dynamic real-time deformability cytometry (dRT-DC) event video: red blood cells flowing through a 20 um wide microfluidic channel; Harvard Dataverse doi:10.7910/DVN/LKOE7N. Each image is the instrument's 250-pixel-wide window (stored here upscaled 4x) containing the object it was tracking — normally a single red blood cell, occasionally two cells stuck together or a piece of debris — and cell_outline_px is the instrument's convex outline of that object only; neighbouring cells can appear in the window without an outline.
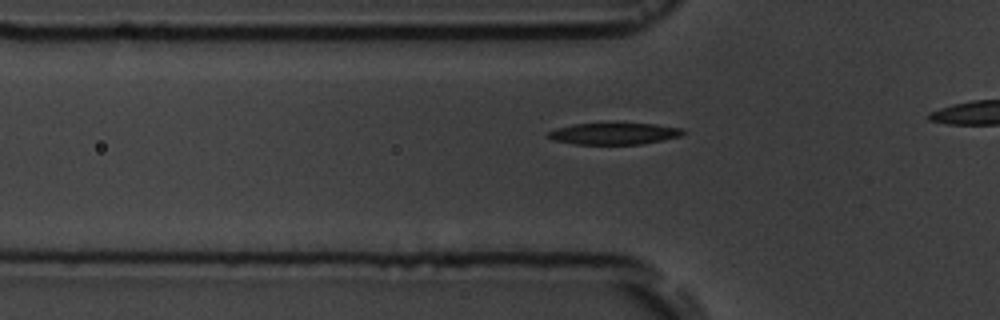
{"species": "common noctule bat (a hibernating species)", "species_latin": "Nyctalus noctula", "temperature_condition": "room temperature", "stored_images_in_passage": 4, "camera_frame_rate_fps": 3000, "um_per_image_px": 0.085, "animal": {"sex": "male", "body_mass_g": 19.5, "forearm_length_mm": 54.6}, "frame": {"image": 1, "passage_image": 2, "time_ms": 2.0, "image_size_px": [1000, 320], "cell_outline_px": [[688, 132], [684, 136], [664, 140], [640, 144], [572, 144], [552, 140], [548, 136], [548, 132], [556, 128], [572, 124], [656, 124], [684, 128]], "centroid_in_image_um": [52.27, 11.37], "position_along_channel_um": 73.5, "area_um2": 17.11}}